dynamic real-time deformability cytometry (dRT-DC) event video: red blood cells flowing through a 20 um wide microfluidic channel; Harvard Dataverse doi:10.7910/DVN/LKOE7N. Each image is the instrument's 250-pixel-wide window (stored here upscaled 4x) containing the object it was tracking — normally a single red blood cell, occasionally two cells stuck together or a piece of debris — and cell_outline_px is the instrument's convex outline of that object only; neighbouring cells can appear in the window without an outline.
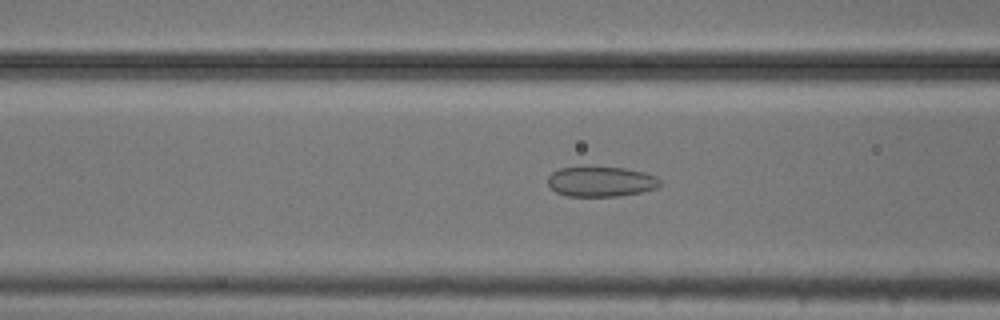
{"species": "common noctule bat (a hibernating species)", "species_latin": "Nyctalus noctula", "temperature_condition": "cold", "stored_images_in_passage": 39, "camera_frame_rate_fps": 3000, "um_per_image_px": 0.085, "animal": {"sex": "male", "body_mass_g": 20.5, "forearm_length_mm": 52.5}, "frame": {"image": 1, "passage_image": 11, "time_ms": 3.333, "image_size_px": [1000, 320], "cell_outline_px": [[660, 184], [656, 188], [640, 192], [620, 196], [568, 196], [556, 192], [548, 184], [548, 176], [552, 172], [560, 168], [624, 168], [644, 172], [656, 176], [660, 180]], "centroid_in_image_um": [51.09, 15.45], "position_along_channel_um": 115.5, "area_um2": 19.36}}
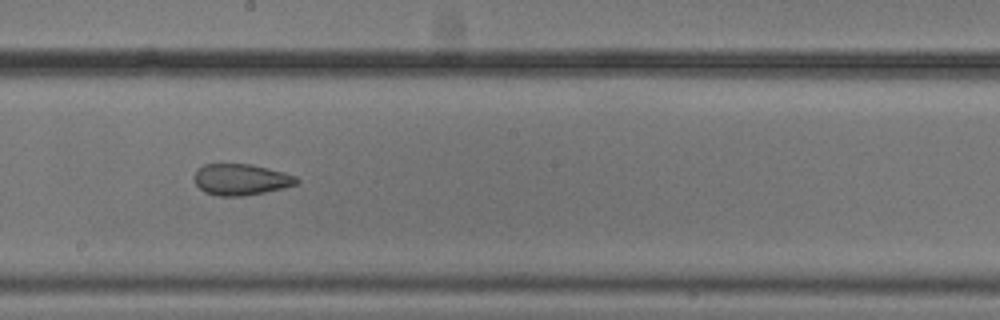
{"frame": {"image": 2, "passage_image": 20, "time_ms": 6.333, "image_size_px": [1000, 320], "cell_outline_px": [[300, 184], [264, 192], [240, 196], [216, 196], [204, 192], [196, 184], [196, 168], [204, 164], [252, 164], [284, 172], [296, 176], [300, 180]], "centroid_in_image_um": [20.51, 15.25], "position_along_channel_um": 227.7, "area_um2": 18.67}}
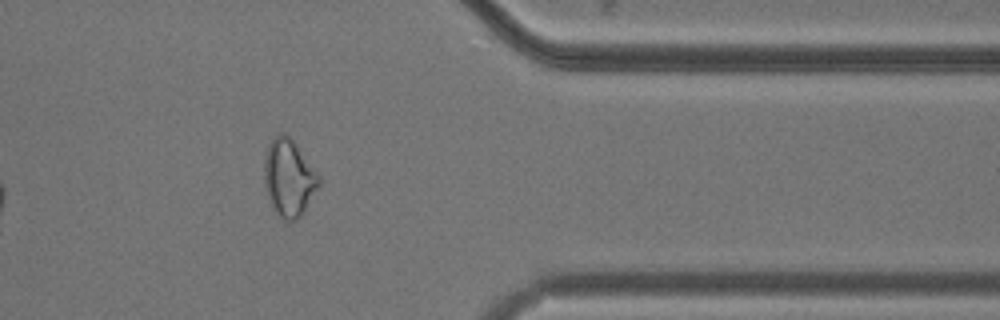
{"frame": {"image": 3, "passage_image": 34, "time_ms": 11.0, "image_size_px": [1000, 320], "cell_outline_px": [[320, 184], [304, 212], [296, 220], [284, 220], [272, 208], [264, 184], [264, 156], [268, 144], [280, 132], [284, 132], [292, 140], [320, 176]], "centroid_in_image_um": [24.54, 15.12], "position_along_channel_um": 386.9, "area_um2": 24.39}, "authors_computed_cell_mechanics": {"area_um2": 20.0566, "velocity_mm_per_s": 3.7271, "shape_relaxation_time_tau1_ms": null, "shape_relaxation_time_tau2_ms": 2.2461, "deformation_change_tau1": null, "deformation_change_tau2": 0.0953}}